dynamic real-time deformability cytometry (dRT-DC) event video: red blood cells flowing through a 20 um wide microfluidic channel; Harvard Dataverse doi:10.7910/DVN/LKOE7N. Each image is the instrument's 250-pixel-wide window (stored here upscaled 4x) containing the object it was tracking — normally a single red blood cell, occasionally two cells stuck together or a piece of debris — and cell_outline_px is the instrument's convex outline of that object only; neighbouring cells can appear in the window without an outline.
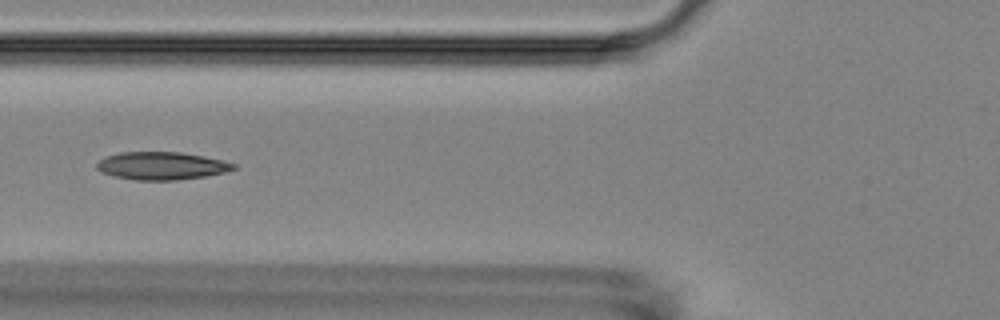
{"species": "Egyptian fruit bat (a non-hibernating species)", "species_latin": "Rousettus aegyptiacus", "temperature_condition": "room temperature", "stored_images_in_passage": 14, "camera_frame_rate_fps": 3000, "um_per_image_px": 0.085, "animal": {"sex": "female"}, "frame": {"image": 1, "passage_image": 5, "time_ms": 5.667, "image_size_px": [1000, 320], "cell_outline_px": [[236, 168], [224, 172], [204, 176], [176, 180], [136, 180], [116, 176], [100, 172], [96, 168], [96, 164], [104, 156], [120, 152], [180, 152], [204, 156], [224, 160], [236, 164]], "centroid_in_image_um": [13.72, 14.08], "position_along_channel_um": 112.1, "area_um2": 22.14}}
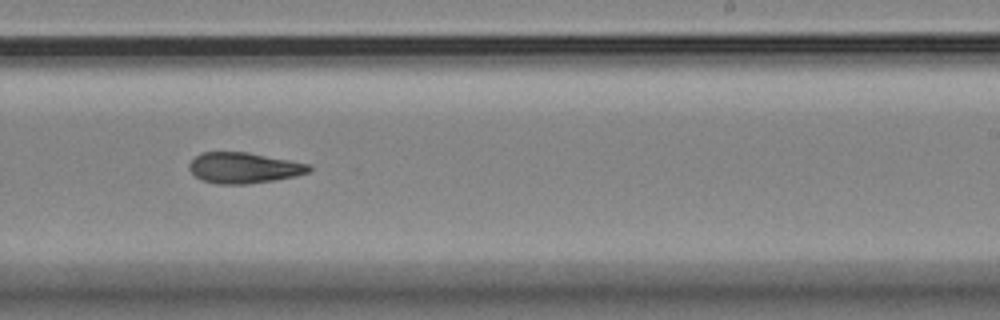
{"frame": {"image": 2, "passage_image": 9, "time_ms": 10.0, "image_size_px": [1000, 320], "cell_outline_px": [[312, 168], [308, 172], [296, 176], [248, 184], [216, 184], [200, 180], [188, 168], [188, 164], [200, 152], [248, 152], [312, 164]], "centroid_in_image_um": [20.72, 14.26], "position_along_channel_um": 268.3, "area_um2": 21.62}}
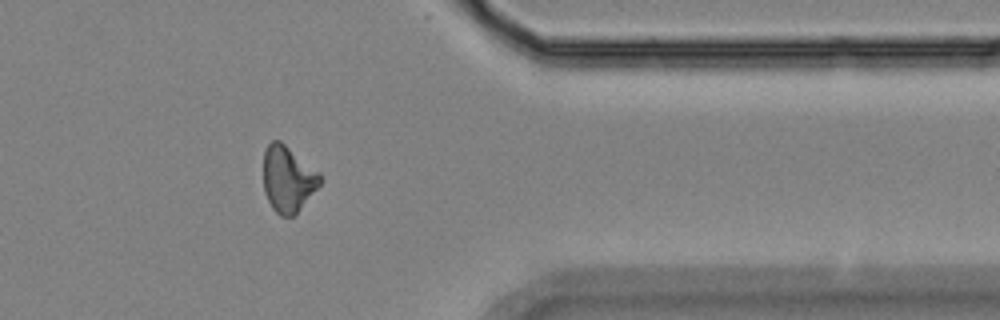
{"frame": {"image": 3, "passage_image": 12, "time_ms": 13.667, "image_size_px": [1000, 320], "cell_outline_px": [[320, 184], [296, 212], [292, 216], [280, 216], [272, 208], [264, 192], [264, 152], [268, 144], [272, 140], [280, 140], [320, 172]], "centroid_in_image_um": [24.45, 15.19], "position_along_channel_um": 386.9, "area_um2": 21.5}, "authors_computed_cell_mechanics": {"area_um2": 21.7906, "velocity_mm_per_s": 3.6142, "shape_relaxation_time_tau1_ms": null, "shape_relaxation_time_tau2_ms": 7.6064, "deformation_change_tau1": null, "deformation_change_tau2": 0.1404}}